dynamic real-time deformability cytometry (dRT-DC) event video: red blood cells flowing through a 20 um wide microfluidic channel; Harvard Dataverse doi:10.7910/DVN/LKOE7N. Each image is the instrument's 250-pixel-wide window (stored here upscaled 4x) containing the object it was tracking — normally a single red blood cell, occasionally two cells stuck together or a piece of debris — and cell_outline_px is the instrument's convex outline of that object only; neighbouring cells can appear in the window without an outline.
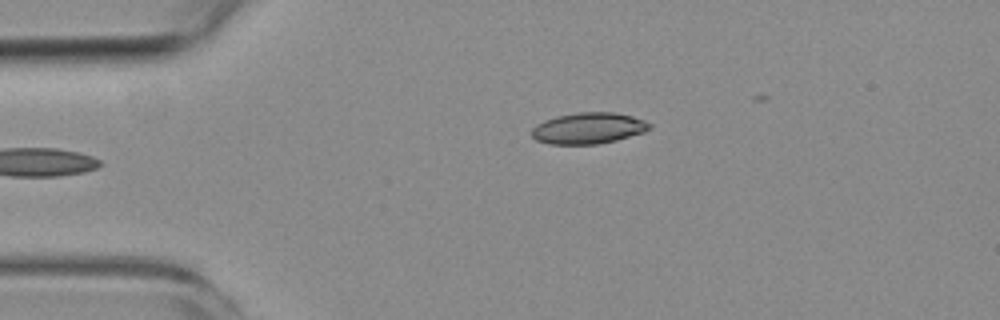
{"species": "common noctule bat (a hibernating species)", "species_latin": "Nyctalus noctula", "temperature_condition": "room temperature", "stored_images_in_passage": 4, "camera_frame_rate_fps": 3000, "um_per_image_px": 0.085, "animal": {"sex": "female", "body_mass_g": 19.3, "forearm_length_mm": 54.1}, "frame": {"image": 1, "passage_image": 4, "time_ms": 3.333, "image_size_px": [1000, 320], "cell_outline_px": [[652, 128], [644, 132], [616, 140], [596, 144], [548, 144], [536, 140], [532, 136], [532, 128], [536, 124], [544, 120], [556, 116], [576, 112], [612, 112], [632, 116], [644, 120], [652, 124]], "centroid_in_image_um": [50.01, 10.89], "position_along_channel_um": 35.0, "area_um2": 21.5}}